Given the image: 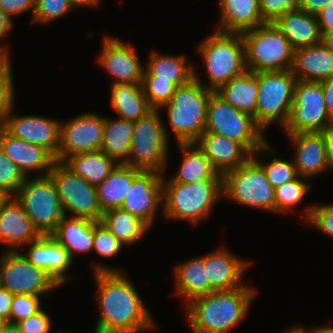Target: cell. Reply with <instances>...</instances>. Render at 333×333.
<instances>
[{
	"label": "cell",
	"mask_w": 333,
	"mask_h": 333,
	"mask_svg": "<svg viewBox=\"0 0 333 333\" xmlns=\"http://www.w3.org/2000/svg\"><path fill=\"white\" fill-rule=\"evenodd\" d=\"M141 171L126 164H117L103 182L96 186L102 213L121 207L133 179Z\"/></svg>",
	"instance_id": "cell-32"
},
{
	"label": "cell",
	"mask_w": 333,
	"mask_h": 333,
	"mask_svg": "<svg viewBox=\"0 0 333 333\" xmlns=\"http://www.w3.org/2000/svg\"><path fill=\"white\" fill-rule=\"evenodd\" d=\"M322 42L333 51V31L325 32L322 35Z\"/></svg>",
	"instance_id": "cell-58"
},
{
	"label": "cell",
	"mask_w": 333,
	"mask_h": 333,
	"mask_svg": "<svg viewBox=\"0 0 333 333\" xmlns=\"http://www.w3.org/2000/svg\"><path fill=\"white\" fill-rule=\"evenodd\" d=\"M104 130V116L83 112L70 120L61 121L60 143L55 161L81 153L100 151Z\"/></svg>",
	"instance_id": "cell-15"
},
{
	"label": "cell",
	"mask_w": 333,
	"mask_h": 333,
	"mask_svg": "<svg viewBox=\"0 0 333 333\" xmlns=\"http://www.w3.org/2000/svg\"><path fill=\"white\" fill-rule=\"evenodd\" d=\"M0 147L5 155L16 164L25 177L46 176L51 170L55 158L43 147L17 139L0 127Z\"/></svg>",
	"instance_id": "cell-22"
},
{
	"label": "cell",
	"mask_w": 333,
	"mask_h": 333,
	"mask_svg": "<svg viewBox=\"0 0 333 333\" xmlns=\"http://www.w3.org/2000/svg\"><path fill=\"white\" fill-rule=\"evenodd\" d=\"M110 94V105L119 118L137 121L153 109L144 95L141 84H113L110 86Z\"/></svg>",
	"instance_id": "cell-34"
},
{
	"label": "cell",
	"mask_w": 333,
	"mask_h": 333,
	"mask_svg": "<svg viewBox=\"0 0 333 333\" xmlns=\"http://www.w3.org/2000/svg\"><path fill=\"white\" fill-rule=\"evenodd\" d=\"M53 333H73L72 331H64V330H58L56 332Z\"/></svg>",
	"instance_id": "cell-64"
},
{
	"label": "cell",
	"mask_w": 333,
	"mask_h": 333,
	"mask_svg": "<svg viewBox=\"0 0 333 333\" xmlns=\"http://www.w3.org/2000/svg\"><path fill=\"white\" fill-rule=\"evenodd\" d=\"M324 138L326 141V152L329 167L333 171V124L328 126L324 131Z\"/></svg>",
	"instance_id": "cell-55"
},
{
	"label": "cell",
	"mask_w": 333,
	"mask_h": 333,
	"mask_svg": "<svg viewBox=\"0 0 333 333\" xmlns=\"http://www.w3.org/2000/svg\"><path fill=\"white\" fill-rule=\"evenodd\" d=\"M74 9L76 8H99L102 0H69Z\"/></svg>",
	"instance_id": "cell-56"
},
{
	"label": "cell",
	"mask_w": 333,
	"mask_h": 333,
	"mask_svg": "<svg viewBox=\"0 0 333 333\" xmlns=\"http://www.w3.org/2000/svg\"><path fill=\"white\" fill-rule=\"evenodd\" d=\"M220 14L216 31L243 33L265 22L260 13L259 0H219Z\"/></svg>",
	"instance_id": "cell-27"
},
{
	"label": "cell",
	"mask_w": 333,
	"mask_h": 333,
	"mask_svg": "<svg viewBox=\"0 0 333 333\" xmlns=\"http://www.w3.org/2000/svg\"><path fill=\"white\" fill-rule=\"evenodd\" d=\"M274 24L288 39L294 50L322 42L317 16L301 9L286 12Z\"/></svg>",
	"instance_id": "cell-26"
},
{
	"label": "cell",
	"mask_w": 333,
	"mask_h": 333,
	"mask_svg": "<svg viewBox=\"0 0 333 333\" xmlns=\"http://www.w3.org/2000/svg\"><path fill=\"white\" fill-rule=\"evenodd\" d=\"M332 124L321 83L297 80L290 116L282 128L283 133L323 132Z\"/></svg>",
	"instance_id": "cell-13"
},
{
	"label": "cell",
	"mask_w": 333,
	"mask_h": 333,
	"mask_svg": "<svg viewBox=\"0 0 333 333\" xmlns=\"http://www.w3.org/2000/svg\"><path fill=\"white\" fill-rule=\"evenodd\" d=\"M224 247L203 255L207 277L214 291H229L243 286L244 282L241 283V279L251 263Z\"/></svg>",
	"instance_id": "cell-21"
},
{
	"label": "cell",
	"mask_w": 333,
	"mask_h": 333,
	"mask_svg": "<svg viewBox=\"0 0 333 333\" xmlns=\"http://www.w3.org/2000/svg\"><path fill=\"white\" fill-rule=\"evenodd\" d=\"M52 320L43 308L35 315L30 316L15 325L20 333H52Z\"/></svg>",
	"instance_id": "cell-48"
},
{
	"label": "cell",
	"mask_w": 333,
	"mask_h": 333,
	"mask_svg": "<svg viewBox=\"0 0 333 333\" xmlns=\"http://www.w3.org/2000/svg\"><path fill=\"white\" fill-rule=\"evenodd\" d=\"M309 205L303 209L300 218H303L306 224L333 238V204Z\"/></svg>",
	"instance_id": "cell-41"
},
{
	"label": "cell",
	"mask_w": 333,
	"mask_h": 333,
	"mask_svg": "<svg viewBox=\"0 0 333 333\" xmlns=\"http://www.w3.org/2000/svg\"><path fill=\"white\" fill-rule=\"evenodd\" d=\"M292 73L297 80L321 82L333 76V51L323 42L294 50Z\"/></svg>",
	"instance_id": "cell-25"
},
{
	"label": "cell",
	"mask_w": 333,
	"mask_h": 333,
	"mask_svg": "<svg viewBox=\"0 0 333 333\" xmlns=\"http://www.w3.org/2000/svg\"><path fill=\"white\" fill-rule=\"evenodd\" d=\"M51 236L70 254H88L93 248V220L64 216Z\"/></svg>",
	"instance_id": "cell-31"
},
{
	"label": "cell",
	"mask_w": 333,
	"mask_h": 333,
	"mask_svg": "<svg viewBox=\"0 0 333 333\" xmlns=\"http://www.w3.org/2000/svg\"><path fill=\"white\" fill-rule=\"evenodd\" d=\"M223 197L246 207L275 213L274 188L253 158L222 175Z\"/></svg>",
	"instance_id": "cell-10"
},
{
	"label": "cell",
	"mask_w": 333,
	"mask_h": 333,
	"mask_svg": "<svg viewBox=\"0 0 333 333\" xmlns=\"http://www.w3.org/2000/svg\"><path fill=\"white\" fill-rule=\"evenodd\" d=\"M316 16L322 35L325 32L333 31V1L326 4L325 8Z\"/></svg>",
	"instance_id": "cell-51"
},
{
	"label": "cell",
	"mask_w": 333,
	"mask_h": 333,
	"mask_svg": "<svg viewBox=\"0 0 333 333\" xmlns=\"http://www.w3.org/2000/svg\"><path fill=\"white\" fill-rule=\"evenodd\" d=\"M93 276L97 292L94 295L100 312L96 333H142L157 328L150 310L135 285L120 268L93 263ZM156 324V326H155Z\"/></svg>",
	"instance_id": "cell-1"
},
{
	"label": "cell",
	"mask_w": 333,
	"mask_h": 333,
	"mask_svg": "<svg viewBox=\"0 0 333 333\" xmlns=\"http://www.w3.org/2000/svg\"><path fill=\"white\" fill-rule=\"evenodd\" d=\"M301 0H259L260 13L265 23H274L286 12L300 8Z\"/></svg>",
	"instance_id": "cell-47"
},
{
	"label": "cell",
	"mask_w": 333,
	"mask_h": 333,
	"mask_svg": "<svg viewBox=\"0 0 333 333\" xmlns=\"http://www.w3.org/2000/svg\"><path fill=\"white\" fill-rule=\"evenodd\" d=\"M74 10L69 0H35V8L30 22L46 26Z\"/></svg>",
	"instance_id": "cell-40"
},
{
	"label": "cell",
	"mask_w": 333,
	"mask_h": 333,
	"mask_svg": "<svg viewBox=\"0 0 333 333\" xmlns=\"http://www.w3.org/2000/svg\"><path fill=\"white\" fill-rule=\"evenodd\" d=\"M15 197L41 235H51L65 216L55 184L49 175L26 177Z\"/></svg>",
	"instance_id": "cell-11"
},
{
	"label": "cell",
	"mask_w": 333,
	"mask_h": 333,
	"mask_svg": "<svg viewBox=\"0 0 333 333\" xmlns=\"http://www.w3.org/2000/svg\"><path fill=\"white\" fill-rule=\"evenodd\" d=\"M13 111L12 108L2 128L12 137L43 147L56 159L61 121L40 115L17 116Z\"/></svg>",
	"instance_id": "cell-18"
},
{
	"label": "cell",
	"mask_w": 333,
	"mask_h": 333,
	"mask_svg": "<svg viewBox=\"0 0 333 333\" xmlns=\"http://www.w3.org/2000/svg\"><path fill=\"white\" fill-rule=\"evenodd\" d=\"M34 8L35 0H0V9L12 19L29 10L33 16Z\"/></svg>",
	"instance_id": "cell-49"
},
{
	"label": "cell",
	"mask_w": 333,
	"mask_h": 333,
	"mask_svg": "<svg viewBox=\"0 0 333 333\" xmlns=\"http://www.w3.org/2000/svg\"><path fill=\"white\" fill-rule=\"evenodd\" d=\"M332 1L333 0H301L299 9L309 14L317 15L325 8L326 4Z\"/></svg>",
	"instance_id": "cell-53"
},
{
	"label": "cell",
	"mask_w": 333,
	"mask_h": 333,
	"mask_svg": "<svg viewBox=\"0 0 333 333\" xmlns=\"http://www.w3.org/2000/svg\"><path fill=\"white\" fill-rule=\"evenodd\" d=\"M12 60H7L0 67V127L3 126L10 110L14 108L15 87Z\"/></svg>",
	"instance_id": "cell-43"
},
{
	"label": "cell",
	"mask_w": 333,
	"mask_h": 333,
	"mask_svg": "<svg viewBox=\"0 0 333 333\" xmlns=\"http://www.w3.org/2000/svg\"><path fill=\"white\" fill-rule=\"evenodd\" d=\"M93 248L99 256L112 258L120 253L124 246L102 222L93 221Z\"/></svg>",
	"instance_id": "cell-44"
},
{
	"label": "cell",
	"mask_w": 333,
	"mask_h": 333,
	"mask_svg": "<svg viewBox=\"0 0 333 333\" xmlns=\"http://www.w3.org/2000/svg\"><path fill=\"white\" fill-rule=\"evenodd\" d=\"M324 93L327 111L333 119V76L320 82Z\"/></svg>",
	"instance_id": "cell-54"
},
{
	"label": "cell",
	"mask_w": 333,
	"mask_h": 333,
	"mask_svg": "<svg viewBox=\"0 0 333 333\" xmlns=\"http://www.w3.org/2000/svg\"><path fill=\"white\" fill-rule=\"evenodd\" d=\"M163 176L156 171H141L133 179L120 209L153 227L158 209H163Z\"/></svg>",
	"instance_id": "cell-17"
},
{
	"label": "cell",
	"mask_w": 333,
	"mask_h": 333,
	"mask_svg": "<svg viewBox=\"0 0 333 333\" xmlns=\"http://www.w3.org/2000/svg\"><path fill=\"white\" fill-rule=\"evenodd\" d=\"M10 196L4 191L0 190V210L2 209L4 203L8 200Z\"/></svg>",
	"instance_id": "cell-61"
},
{
	"label": "cell",
	"mask_w": 333,
	"mask_h": 333,
	"mask_svg": "<svg viewBox=\"0 0 333 333\" xmlns=\"http://www.w3.org/2000/svg\"><path fill=\"white\" fill-rule=\"evenodd\" d=\"M40 298L31 294L14 295L10 311V323L16 324L38 313L42 309Z\"/></svg>",
	"instance_id": "cell-46"
},
{
	"label": "cell",
	"mask_w": 333,
	"mask_h": 333,
	"mask_svg": "<svg viewBox=\"0 0 333 333\" xmlns=\"http://www.w3.org/2000/svg\"><path fill=\"white\" fill-rule=\"evenodd\" d=\"M141 86L153 109H159L169 102L177 88L170 81L157 80V77H142Z\"/></svg>",
	"instance_id": "cell-42"
},
{
	"label": "cell",
	"mask_w": 333,
	"mask_h": 333,
	"mask_svg": "<svg viewBox=\"0 0 333 333\" xmlns=\"http://www.w3.org/2000/svg\"><path fill=\"white\" fill-rule=\"evenodd\" d=\"M284 333H316L315 328L311 326V328L304 325H298V326H290V328L286 329Z\"/></svg>",
	"instance_id": "cell-57"
},
{
	"label": "cell",
	"mask_w": 333,
	"mask_h": 333,
	"mask_svg": "<svg viewBox=\"0 0 333 333\" xmlns=\"http://www.w3.org/2000/svg\"><path fill=\"white\" fill-rule=\"evenodd\" d=\"M13 296L7 289L0 286V316L6 318L9 323Z\"/></svg>",
	"instance_id": "cell-52"
},
{
	"label": "cell",
	"mask_w": 333,
	"mask_h": 333,
	"mask_svg": "<svg viewBox=\"0 0 333 333\" xmlns=\"http://www.w3.org/2000/svg\"><path fill=\"white\" fill-rule=\"evenodd\" d=\"M212 92L193 79L177 87L170 101L159 108L167 113L177 143H195L203 134Z\"/></svg>",
	"instance_id": "cell-5"
},
{
	"label": "cell",
	"mask_w": 333,
	"mask_h": 333,
	"mask_svg": "<svg viewBox=\"0 0 333 333\" xmlns=\"http://www.w3.org/2000/svg\"><path fill=\"white\" fill-rule=\"evenodd\" d=\"M273 151L274 149L267 141L252 155V158L263 168L266 173L267 180L270 182L272 187L276 188L286 182L295 180L298 177V173L293 160L289 161L284 158L282 159L274 156L269 162H264L263 159L265 158L263 156L267 157L273 153Z\"/></svg>",
	"instance_id": "cell-38"
},
{
	"label": "cell",
	"mask_w": 333,
	"mask_h": 333,
	"mask_svg": "<svg viewBox=\"0 0 333 333\" xmlns=\"http://www.w3.org/2000/svg\"><path fill=\"white\" fill-rule=\"evenodd\" d=\"M74 174L97 186L110 174L117 163L102 151L81 153L67 157L62 162Z\"/></svg>",
	"instance_id": "cell-36"
},
{
	"label": "cell",
	"mask_w": 333,
	"mask_h": 333,
	"mask_svg": "<svg viewBox=\"0 0 333 333\" xmlns=\"http://www.w3.org/2000/svg\"><path fill=\"white\" fill-rule=\"evenodd\" d=\"M195 143L220 175L246 164L252 158L241 143L215 133L203 132Z\"/></svg>",
	"instance_id": "cell-24"
},
{
	"label": "cell",
	"mask_w": 333,
	"mask_h": 333,
	"mask_svg": "<svg viewBox=\"0 0 333 333\" xmlns=\"http://www.w3.org/2000/svg\"><path fill=\"white\" fill-rule=\"evenodd\" d=\"M144 64L143 77H157V80L170 81L176 87L188 84L194 79V66L187 65L185 55H171L151 51Z\"/></svg>",
	"instance_id": "cell-30"
},
{
	"label": "cell",
	"mask_w": 333,
	"mask_h": 333,
	"mask_svg": "<svg viewBox=\"0 0 333 333\" xmlns=\"http://www.w3.org/2000/svg\"><path fill=\"white\" fill-rule=\"evenodd\" d=\"M26 254H22L35 267L46 271L55 282L61 287L67 283L70 276L67 271L73 266L74 260L69 252L60 245L51 235H41L34 242L23 247ZM69 277V278H68Z\"/></svg>",
	"instance_id": "cell-20"
},
{
	"label": "cell",
	"mask_w": 333,
	"mask_h": 333,
	"mask_svg": "<svg viewBox=\"0 0 333 333\" xmlns=\"http://www.w3.org/2000/svg\"><path fill=\"white\" fill-rule=\"evenodd\" d=\"M0 286L13 295L39 297L60 288L46 271L30 263L20 250H3L0 256Z\"/></svg>",
	"instance_id": "cell-14"
},
{
	"label": "cell",
	"mask_w": 333,
	"mask_h": 333,
	"mask_svg": "<svg viewBox=\"0 0 333 333\" xmlns=\"http://www.w3.org/2000/svg\"><path fill=\"white\" fill-rule=\"evenodd\" d=\"M48 175L52 178L65 216L87 218L101 222L96 186L74 174L62 162L55 161ZM69 213H68V212Z\"/></svg>",
	"instance_id": "cell-12"
},
{
	"label": "cell",
	"mask_w": 333,
	"mask_h": 333,
	"mask_svg": "<svg viewBox=\"0 0 333 333\" xmlns=\"http://www.w3.org/2000/svg\"><path fill=\"white\" fill-rule=\"evenodd\" d=\"M297 79L292 70L258 72V95L255 122L264 130L287 123L293 103Z\"/></svg>",
	"instance_id": "cell-9"
},
{
	"label": "cell",
	"mask_w": 333,
	"mask_h": 333,
	"mask_svg": "<svg viewBox=\"0 0 333 333\" xmlns=\"http://www.w3.org/2000/svg\"><path fill=\"white\" fill-rule=\"evenodd\" d=\"M222 197V180H204L190 184L163 182L162 216L183 220L193 227L206 220Z\"/></svg>",
	"instance_id": "cell-4"
},
{
	"label": "cell",
	"mask_w": 333,
	"mask_h": 333,
	"mask_svg": "<svg viewBox=\"0 0 333 333\" xmlns=\"http://www.w3.org/2000/svg\"><path fill=\"white\" fill-rule=\"evenodd\" d=\"M9 324L6 318L0 316V332Z\"/></svg>",
	"instance_id": "cell-62"
},
{
	"label": "cell",
	"mask_w": 333,
	"mask_h": 333,
	"mask_svg": "<svg viewBox=\"0 0 333 333\" xmlns=\"http://www.w3.org/2000/svg\"><path fill=\"white\" fill-rule=\"evenodd\" d=\"M285 136L295 149L292 160L298 176L312 179L331 170L323 132H299Z\"/></svg>",
	"instance_id": "cell-19"
},
{
	"label": "cell",
	"mask_w": 333,
	"mask_h": 333,
	"mask_svg": "<svg viewBox=\"0 0 333 333\" xmlns=\"http://www.w3.org/2000/svg\"><path fill=\"white\" fill-rule=\"evenodd\" d=\"M204 132L237 141L252 155L268 141L265 131L255 122L252 115L231 106L214 91L208 103Z\"/></svg>",
	"instance_id": "cell-8"
},
{
	"label": "cell",
	"mask_w": 333,
	"mask_h": 333,
	"mask_svg": "<svg viewBox=\"0 0 333 333\" xmlns=\"http://www.w3.org/2000/svg\"><path fill=\"white\" fill-rule=\"evenodd\" d=\"M182 154L179 170L176 174L166 179L164 173L163 182H177L190 184L204 180H222L220 175L212 166L210 160L196 143H177Z\"/></svg>",
	"instance_id": "cell-28"
},
{
	"label": "cell",
	"mask_w": 333,
	"mask_h": 333,
	"mask_svg": "<svg viewBox=\"0 0 333 333\" xmlns=\"http://www.w3.org/2000/svg\"><path fill=\"white\" fill-rule=\"evenodd\" d=\"M305 179L308 178L298 176L295 180L274 188L275 213H291L302 202L307 192L309 193L310 188H312L311 183Z\"/></svg>",
	"instance_id": "cell-39"
},
{
	"label": "cell",
	"mask_w": 333,
	"mask_h": 333,
	"mask_svg": "<svg viewBox=\"0 0 333 333\" xmlns=\"http://www.w3.org/2000/svg\"><path fill=\"white\" fill-rule=\"evenodd\" d=\"M159 109H152L134 121V131L126 165L142 171L164 174L168 166L169 132ZM169 132V133H168Z\"/></svg>",
	"instance_id": "cell-6"
},
{
	"label": "cell",
	"mask_w": 333,
	"mask_h": 333,
	"mask_svg": "<svg viewBox=\"0 0 333 333\" xmlns=\"http://www.w3.org/2000/svg\"><path fill=\"white\" fill-rule=\"evenodd\" d=\"M7 60L0 56V67L6 62Z\"/></svg>",
	"instance_id": "cell-63"
},
{
	"label": "cell",
	"mask_w": 333,
	"mask_h": 333,
	"mask_svg": "<svg viewBox=\"0 0 333 333\" xmlns=\"http://www.w3.org/2000/svg\"><path fill=\"white\" fill-rule=\"evenodd\" d=\"M101 222L123 244L131 246L151 228L139 217L120 208L103 212Z\"/></svg>",
	"instance_id": "cell-37"
},
{
	"label": "cell",
	"mask_w": 333,
	"mask_h": 333,
	"mask_svg": "<svg viewBox=\"0 0 333 333\" xmlns=\"http://www.w3.org/2000/svg\"><path fill=\"white\" fill-rule=\"evenodd\" d=\"M0 333H20L15 324L9 323Z\"/></svg>",
	"instance_id": "cell-60"
},
{
	"label": "cell",
	"mask_w": 333,
	"mask_h": 333,
	"mask_svg": "<svg viewBox=\"0 0 333 333\" xmlns=\"http://www.w3.org/2000/svg\"><path fill=\"white\" fill-rule=\"evenodd\" d=\"M14 22L15 21L12 18H10L0 9V56H2L6 60H11V53H9V45L4 43V40L6 37H8L7 35L10 34V32L13 30ZM2 40L3 43L1 42Z\"/></svg>",
	"instance_id": "cell-50"
},
{
	"label": "cell",
	"mask_w": 333,
	"mask_h": 333,
	"mask_svg": "<svg viewBox=\"0 0 333 333\" xmlns=\"http://www.w3.org/2000/svg\"><path fill=\"white\" fill-rule=\"evenodd\" d=\"M197 47L209 82L203 79L201 81L196 68H194V79L208 90L216 92L232 78L248 70L241 33H224L215 30L200 41Z\"/></svg>",
	"instance_id": "cell-3"
},
{
	"label": "cell",
	"mask_w": 333,
	"mask_h": 333,
	"mask_svg": "<svg viewBox=\"0 0 333 333\" xmlns=\"http://www.w3.org/2000/svg\"><path fill=\"white\" fill-rule=\"evenodd\" d=\"M315 328L316 333H333V326L331 325H320L313 326Z\"/></svg>",
	"instance_id": "cell-59"
},
{
	"label": "cell",
	"mask_w": 333,
	"mask_h": 333,
	"mask_svg": "<svg viewBox=\"0 0 333 333\" xmlns=\"http://www.w3.org/2000/svg\"><path fill=\"white\" fill-rule=\"evenodd\" d=\"M134 131V121L104 116L101 149L117 164H126Z\"/></svg>",
	"instance_id": "cell-35"
},
{
	"label": "cell",
	"mask_w": 333,
	"mask_h": 333,
	"mask_svg": "<svg viewBox=\"0 0 333 333\" xmlns=\"http://www.w3.org/2000/svg\"><path fill=\"white\" fill-rule=\"evenodd\" d=\"M247 69L252 72L292 69L294 49L274 23L241 33Z\"/></svg>",
	"instance_id": "cell-7"
},
{
	"label": "cell",
	"mask_w": 333,
	"mask_h": 333,
	"mask_svg": "<svg viewBox=\"0 0 333 333\" xmlns=\"http://www.w3.org/2000/svg\"><path fill=\"white\" fill-rule=\"evenodd\" d=\"M101 51L97 57L99 66L112 77L113 84H141L144 64L139 61L137 49L119 37H103Z\"/></svg>",
	"instance_id": "cell-16"
},
{
	"label": "cell",
	"mask_w": 333,
	"mask_h": 333,
	"mask_svg": "<svg viewBox=\"0 0 333 333\" xmlns=\"http://www.w3.org/2000/svg\"><path fill=\"white\" fill-rule=\"evenodd\" d=\"M216 93L231 106L254 116L257 107L258 72L247 70L221 86Z\"/></svg>",
	"instance_id": "cell-33"
},
{
	"label": "cell",
	"mask_w": 333,
	"mask_h": 333,
	"mask_svg": "<svg viewBox=\"0 0 333 333\" xmlns=\"http://www.w3.org/2000/svg\"><path fill=\"white\" fill-rule=\"evenodd\" d=\"M40 236L22 204L15 196H10L0 210V244L7 246V251H18Z\"/></svg>",
	"instance_id": "cell-23"
},
{
	"label": "cell",
	"mask_w": 333,
	"mask_h": 333,
	"mask_svg": "<svg viewBox=\"0 0 333 333\" xmlns=\"http://www.w3.org/2000/svg\"><path fill=\"white\" fill-rule=\"evenodd\" d=\"M175 293L184 299L185 305L192 299L207 295L211 288L203 255L181 262L174 268Z\"/></svg>",
	"instance_id": "cell-29"
},
{
	"label": "cell",
	"mask_w": 333,
	"mask_h": 333,
	"mask_svg": "<svg viewBox=\"0 0 333 333\" xmlns=\"http://www.w3.org/2000/svg\"><path fill=\"white\" fill-rule=\"evenodd\" d=\"M26 177L0 147V190L15 196Z\"/></svg>",
	"instance_id": "cell-45"
},
{
	"label": "cell",
	"mask_w": 333,
	"mask_h": 333,
	"mask_svg": "<svg viewBox=\"0 0 333 333\" xmlns=\"http://www.w3.org/2000/svg\"><path fill=\"white\" fill-rule=\"evenodd\" d=\"M257 289L244 284L229 291H213L184 305L192 333H229L242 323ZM256 294V295H255Z\"/></svg>",
	"instance_id": "cell-2"
}]
</instances>
